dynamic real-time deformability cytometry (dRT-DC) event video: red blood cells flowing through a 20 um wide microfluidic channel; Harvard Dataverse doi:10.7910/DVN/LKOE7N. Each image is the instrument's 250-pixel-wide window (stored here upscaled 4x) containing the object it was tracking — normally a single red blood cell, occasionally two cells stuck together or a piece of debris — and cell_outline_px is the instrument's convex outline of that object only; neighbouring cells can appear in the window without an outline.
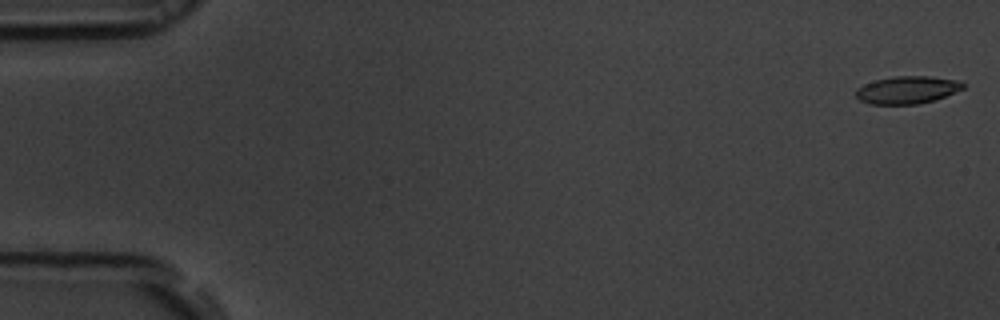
{"species": "common noctule bat (a hibernating species)", "species_latin": "Nyctalus noctula", "temperature_condition": "room temperature", "stored_images_in_passage": 31, "camera_frame_rate_fps": 3000, "um_per_image_px": 0.085, "animal": {"sex": "male", "body_mass_g": 19.5, "forearm_length_mm": 54.6}, "frame": {"image": 1, "passage_image": 1, "time_ms": 0.0, "image_size_px": [1000, 320], "cell_outline_px": [[964, 88], [944, 96], [932, 100], [916, 104], [868, 104], [860, 100], [856, 96], [856, 88], [864, 84], [876, 80], [892, 76], [928, 76], [960, 80], [964, 84]], "centroid_in_image_um": [77.09, 7.63], "position_along_channel_um": 7.9, "area_um2": 17.11}}
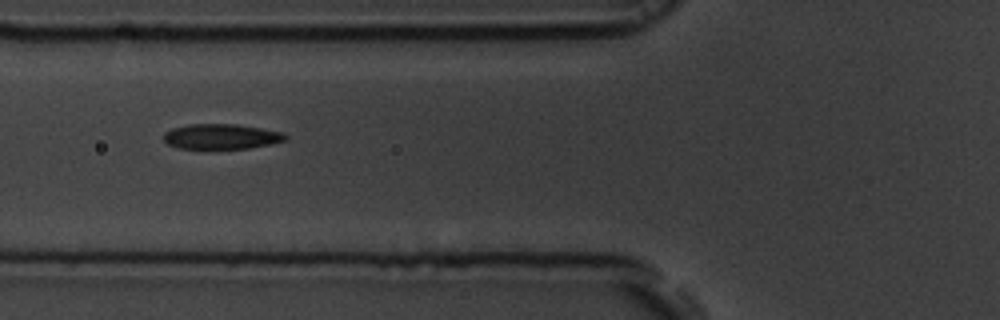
{"frame": {"image": 2, "passage_image": 21, "time_ms": 6.667, "image_size_px": [1000, 320], "cell_outline_px": [[288, 140], [248, 148], [176, 148], [168, 144], [164, 140], [164, 132], [172, 128], [188, 124], [236, 124], [284, 132], [288, 136]], "centroid_in_image_um": [18.81, 11.59], "position_along_channel_um": 107.0, "area_um2": 17.8}}
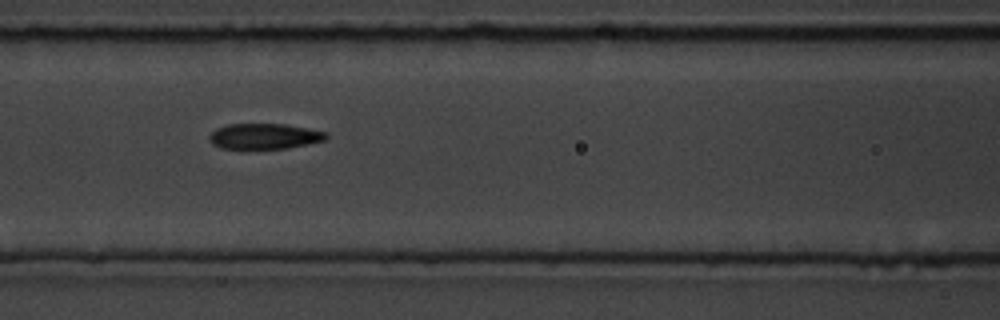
{"frame": {"image": 3, "passage_image": 24, "time_ms": 7.667, "image_size_px": [1000, 320], "cell_outline_px": [[328, 136], [324, 140], [288, 148], [244, 152], [220, 148], [212, 144], [208, 140], [208, 136], [216, 128], [228, 124], [284, 124], [308, 128], [328, 132]], "centroid_in_image_um": [22.39, 11.63], "position_along_channel_um": 144.2, "area_um2": 18.32}}